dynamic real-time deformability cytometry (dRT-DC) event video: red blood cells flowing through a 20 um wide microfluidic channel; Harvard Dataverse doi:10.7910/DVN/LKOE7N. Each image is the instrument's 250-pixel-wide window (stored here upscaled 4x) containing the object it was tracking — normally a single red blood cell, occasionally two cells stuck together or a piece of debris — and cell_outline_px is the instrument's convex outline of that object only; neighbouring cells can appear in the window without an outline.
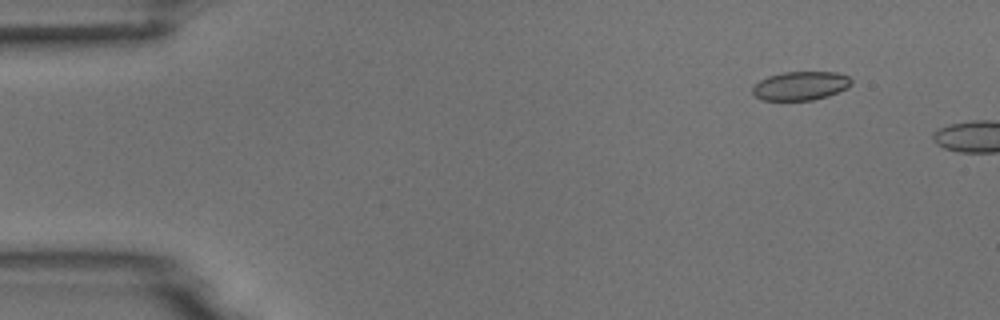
{"species": "common noctule bat (a hibernating species)", "species_latin": "Nyctalus noctula", "temperature_condition": "room temperature", "stored_images_in_passage": 3, "camera_frame_rate_fps": 3000, "um_per_image_px": 0.085, "animal": {"sex": "male", "body_mass_g": 18.8}, "frame": {"image": 1, "passage_image": 2, "time_ms": 1.0, "image_size_px": [1000, 320], "cell_outline_px": [[852, 84], [848, 88], [828, 96], [812, 100], [764, 100], [756, 96], [752, 92], [752, 88], [760, 80], [768, 76], [784, 72], [836, 72], [848, 76], [852, 80]], "centroid_in_image_um": [68.08, 7.29], "position_along_channel_um": 16.9, "area_um2": 16.53}}